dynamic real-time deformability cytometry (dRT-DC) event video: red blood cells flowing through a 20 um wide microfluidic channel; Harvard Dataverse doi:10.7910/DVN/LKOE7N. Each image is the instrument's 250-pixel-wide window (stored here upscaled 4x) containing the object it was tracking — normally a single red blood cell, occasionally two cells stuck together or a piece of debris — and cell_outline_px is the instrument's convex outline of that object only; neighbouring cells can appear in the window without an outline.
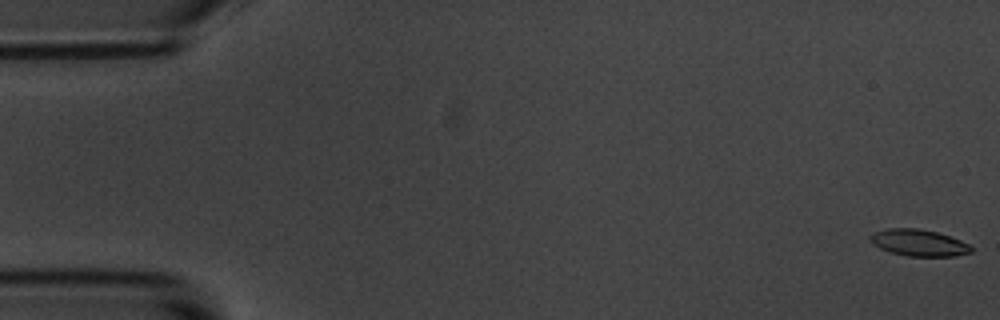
{"species": "common noctule bat (a hibernating species)", "species_latin": "Nyctalus noctula", "temperature_condition": "room temperature", "stored_images_in_passage": 56, "camera_frame_rate_fps": 3000, "um_per_image_px": 0.085, "animal": {"sex": "male", "body_mass_g": 20.1, "forearm_length_mm": 53.5}, "frame": {"image": 1, "passage_image": 1, "time_ms": 0.0, "image_size_px": [1000, 320], "cell_outline_px": [[972, 252], [956, 256], [908, 256], [888, 252], [872, 244], [868, 236], [872, 232], [888, 228], [920, 228], [936, 232], [960, 240], [968, 244], [972, 248]], "centroid_in_image_um": [78.04, 20.63], "position_along_channel_um": 7.0, "area_um2": 15.78}}
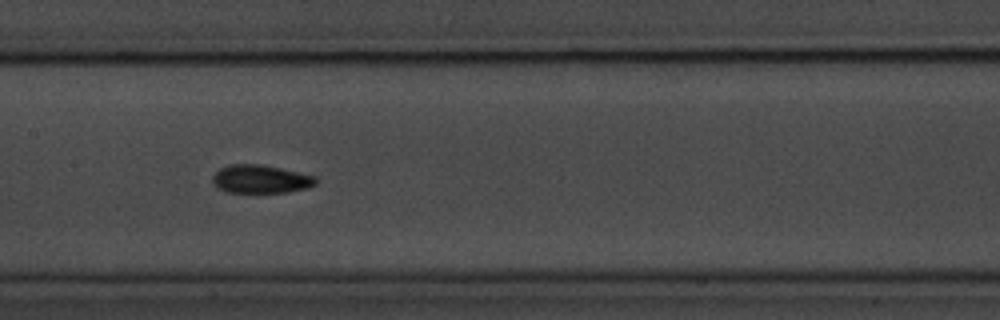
{"frame": {"image": 2, "passage_image": 27, "time_ms": 8.667, "image_size_px": [1000, 320], "cell_outline_px": [[316, 184], [308, 188], [288, 192], [228, 192], [220, 188], [212, 180], [212, 176], [220, 168], [228, 164], [260, 164], [280, 168], [316, 176]], "centroid_in_image_um": [22.17, 15.21], "position_along_channel_um": 185.2, "area_um2": 16.88}}
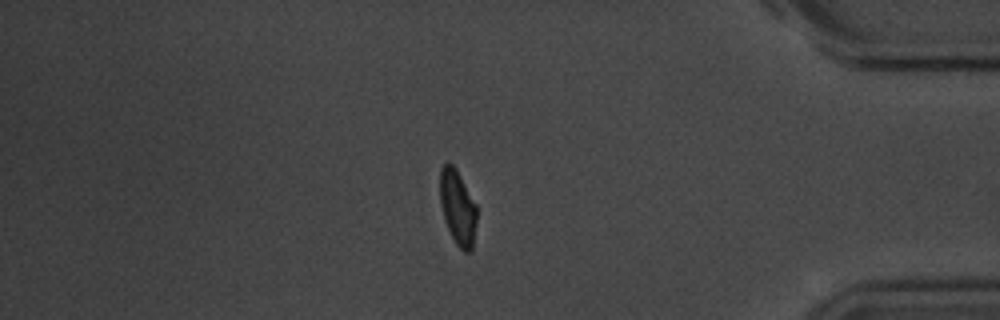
{"frame": {"image": 3, "passage_image": 47, "time_ms": 15.333, "image_size_px": [1000, 320], "cell_outline_px": [[476, 220], [472, 248], [468, 252], [464, 252], [456, 244], [444, 220], [440, 204], [440, 168], [448, 160], [456, 168], [476, 204]], "centroid_in_image_um": [38.88, 17.59], "position_along_channel_um": 396.3, "area_um2": 16.01}, "authors_computed_cell_mechanics": {"area_um2": 16.473, "velocity_mm_per_s": 3.659, "shape_relaxation_time_tau1_ms": 2.2581, "shape_relaxation_time_tau2_ms": 3.0892, "deformation_change_tau1": 0.1052, "deformation_change_tau2": 0.0701}}